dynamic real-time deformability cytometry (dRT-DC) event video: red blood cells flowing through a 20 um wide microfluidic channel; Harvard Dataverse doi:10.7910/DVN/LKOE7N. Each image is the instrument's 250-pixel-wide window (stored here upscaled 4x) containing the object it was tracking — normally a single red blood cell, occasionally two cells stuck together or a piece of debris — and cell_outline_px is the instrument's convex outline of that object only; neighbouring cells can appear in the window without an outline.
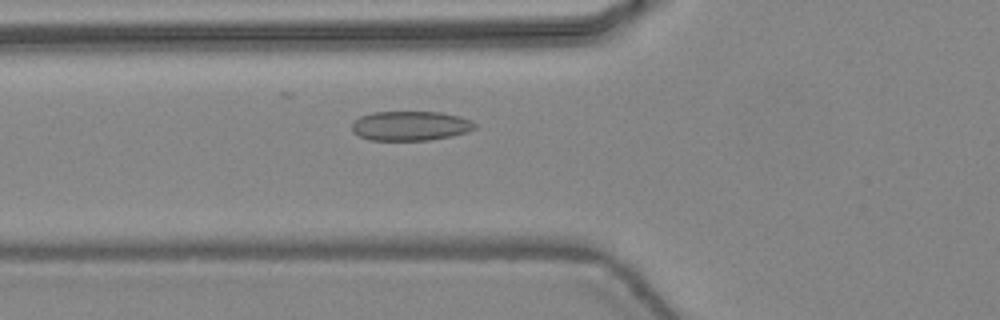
{"species": "common noctule bat (a hibernating species)", "species_latin": "Nyctalus noctula", "temperature_condition": "warm", "stored_images_in_passage": 36, "camera_frame_rate_fps": 3000, "um_per_image_px": 0.085, "animal": {"sex": "female", "body_mass_g": 24.6, "forearm_length_mm": 56.2}, "frame": {"image": 1, "passage_image": 16, "time_ms": 5.0, "image_size_px": [1000, 320], "cell_outline_px": [[476, 128], [468, 132], [452, 136], [432, 140], [372, 140], [360, 136], [352, 132], [352, 124], [360, 116], [372, 112], [440, 112], [460, 116], [472, 120], [476, 124]], "centroid_in_image_um": [34.92, 10.69], "position_along_channel_um": 90.9, "area_um2": 21.27}}
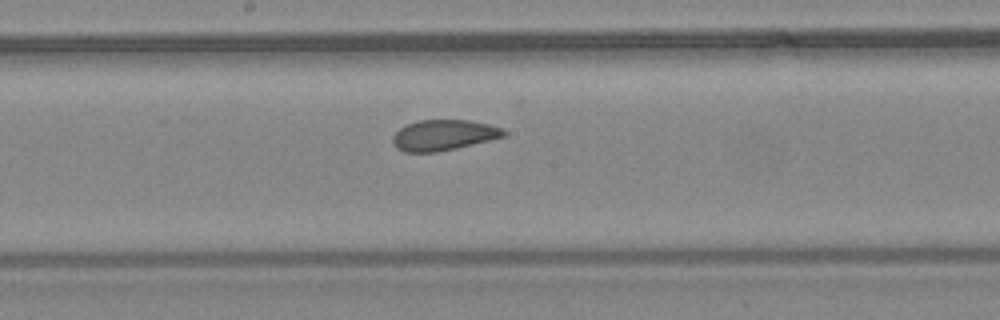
{"frame": {"image": 2, "passage_image": 24, "time_ms": 7.667, "image_size_px": [1000, 320], "cell_outline_px": [[508, 132], [504, 136], [456, 148], [436, 152], [404, 152], [396, 148], [392, 144], [392, 136], [400, 128], [416, 120], [468, 120], [488, 124], [504, 128]], "centroid_in_image_um": [37.68, 11.48], "position_along_channel_um": 210.5, "area_um2": 19.83}}
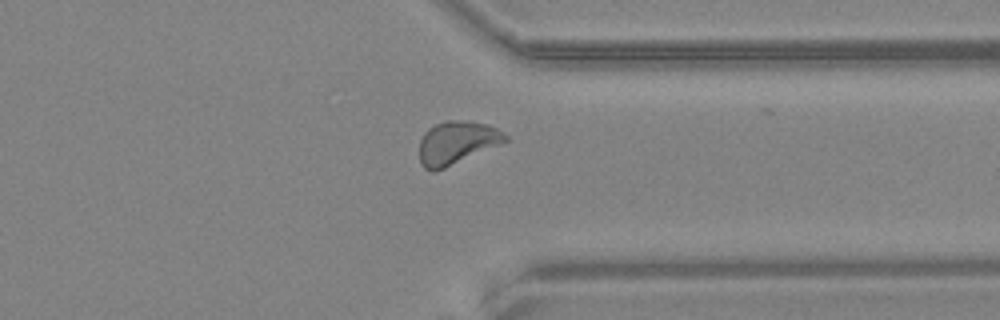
{"frame": {"image": 3, "passage_image": 35, "time_ms": 11.333, "image_size_px": [1000, 320], "cell_outline_px": [[508, 140], [500, 144], [444, 168], [432, 172], [424, 168], [420, 164], [420, 140], [424, 132], [428, 128], [444, 120], [468, 120], [488, 124], [504, 132], [508, 136]], "centroid_in_image_um": [38.81, 12.11], "position_along_channel_um": 372.6, "area_um2": 21.56}}